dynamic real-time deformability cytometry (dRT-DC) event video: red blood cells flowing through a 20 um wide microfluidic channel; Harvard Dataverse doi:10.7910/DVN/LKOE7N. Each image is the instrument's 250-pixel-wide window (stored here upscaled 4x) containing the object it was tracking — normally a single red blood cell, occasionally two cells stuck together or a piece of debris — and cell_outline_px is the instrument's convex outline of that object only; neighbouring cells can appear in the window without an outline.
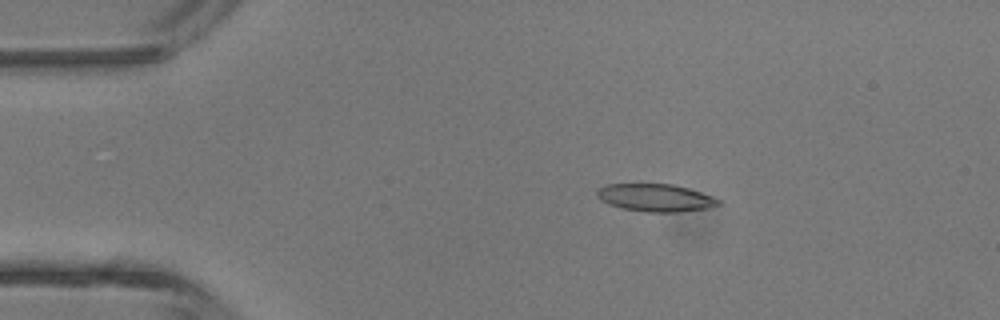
{"species": "common noctule bat (a hibernating species)", "species_latin": "Nyctalus noctula", "temperature_condition": "room temperature", "stored_images_in_passage": 4, "camera_frame_rate_fps": 3000, "um_per_image_px": 0.085, "animal": {"sex": "male", "body_mass_g": 13.3}, "frame": {"image": 1, "passage_image": 3, "time_ms": 2.333, "image_size_px": [1000, 320], "cell_outline_px": [[720, 204], [704, 208], [680, 212], [648, 212], [620, 208], [608, 204], [600, 200], [596, 196], [596, 192], [600, 188], [608, 184], [672, 184], [688, 188], [712, 196], [720, 200]], "centroid_in_image_um": [55.68, 16.81], "position_along_channel_um": 29.3, "area_um2": 19.42}}